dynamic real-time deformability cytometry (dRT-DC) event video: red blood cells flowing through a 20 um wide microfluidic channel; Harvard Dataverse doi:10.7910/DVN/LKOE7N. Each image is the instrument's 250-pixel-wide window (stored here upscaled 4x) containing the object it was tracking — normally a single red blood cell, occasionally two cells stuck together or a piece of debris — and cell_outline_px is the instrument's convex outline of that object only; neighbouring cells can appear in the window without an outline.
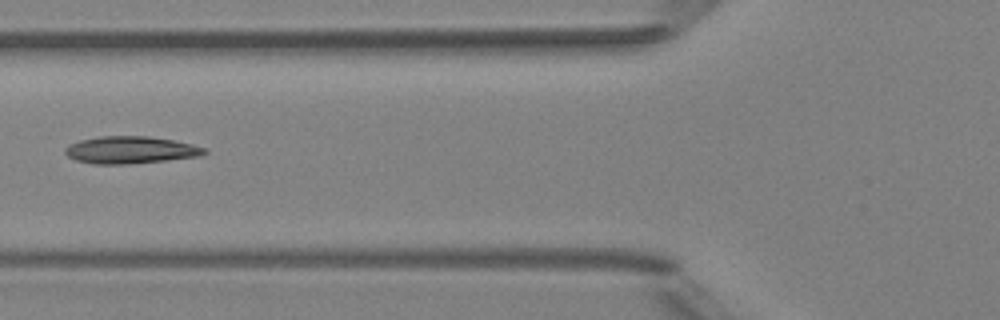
{"species": "Egyptian fruit bat (a non-hibernating species)", "species_latin": "Rousettus aegyptiacus", "temperature_condition": "room temperature", "stored_images_in_passage": 6, "camera_frame_rate_fps": 3000, "um_per_image_px": 0.085, "animal": {"sex": "female"}, "frame": {"image": 1, "passage_image": 6, "time_ms": 6.0, "image_size_px": [1000, 320], "cell_outline_px": [[208, 152], [200, 156], [128, 164], [92, 164], [76, 160], [68, 156], [64, 152], [64, 148], [68, 144], [80, 140], [100, 136], [148, 136], [172, 140], [192, 144], [208, 148]], "centroid_in_image_um": [11.08, 12.74], "position_along_channel_um": 114.7, "area_um2": 22.14}}